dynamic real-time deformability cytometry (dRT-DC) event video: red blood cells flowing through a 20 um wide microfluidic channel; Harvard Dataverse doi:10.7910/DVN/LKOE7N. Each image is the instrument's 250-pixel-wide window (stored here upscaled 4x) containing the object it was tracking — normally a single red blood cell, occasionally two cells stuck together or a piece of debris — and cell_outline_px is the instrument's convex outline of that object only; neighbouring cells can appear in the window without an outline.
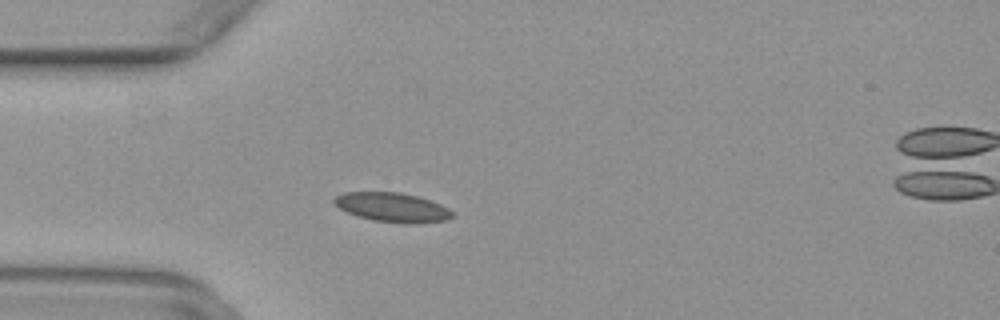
{"species": "common noctule bat (a hibernating species)", "species_latin": "Nyctalus noctula", "temperature_condition": "warm", "stored_images_in_passage": 17, "camera_frame_rate_fps": 3000, "um_per_image_px": 0.085, "animal": {"sex": "female", "body_mass_g": 29.2, "forearm_length_mm": 56.3}, "frame": {"image": 1, "passage_image": 12, "time_ms": 3.667, "image_size_px": [1000, 320], "cell_outline_px": [[456, 216], [448, 220], [416, 224], [408, 224], [372, 220], [356, 216], [332, 204], [332, 200], [336, 196], [344, 192], [400, 192], [432, 200], [448, 208]], "centroid_in_image_um": [33.37, 17.63], "position_along_channel_um": 51.6, "area_um2": 20.46}}
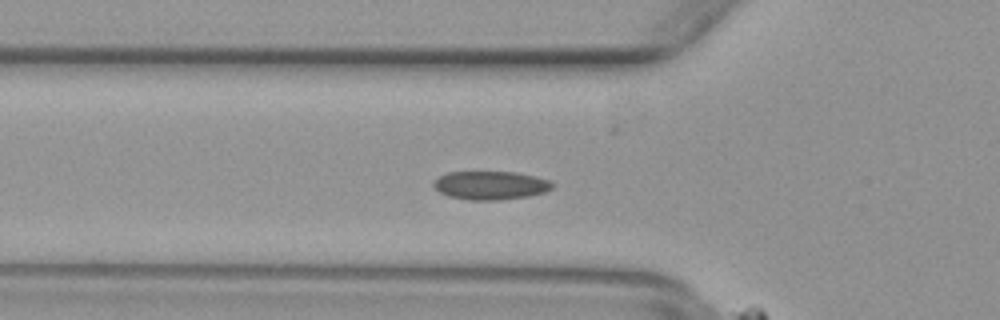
{"frame": {"image": 2, "passage_image": 15, "time_ms": 4.667, "image_size_px": [1000, 320], "cell_outline_px": [[556, 184], [552, 188], [544, 192], [528, 196], [500, 200], [468, 200], [448, 196], [440, 192], [432, 184], [440, 176], [448, 172], [516, 172], [536, 176], [548, 180]], "centroid_in_image_um": [41.72, 15.75], "position_along_channel_um": 84.1, "area_um2": 19.71}}